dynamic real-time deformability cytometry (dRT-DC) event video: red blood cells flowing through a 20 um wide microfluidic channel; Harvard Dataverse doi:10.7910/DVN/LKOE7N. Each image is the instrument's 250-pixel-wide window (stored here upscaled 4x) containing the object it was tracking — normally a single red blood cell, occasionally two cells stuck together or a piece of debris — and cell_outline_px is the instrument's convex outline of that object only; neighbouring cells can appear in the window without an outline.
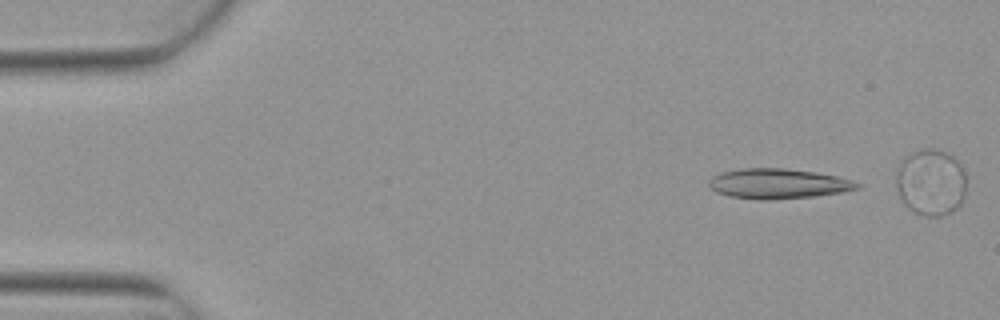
{"species": "Egyptian fruit bat (a non-hibernating species)", "species_latin": "Rousettus aegyptiacus", "temperature_condition": "warm", "stored_images_in_passage": 4, "segment_of_instrument_passage": [1, 2], "camera_frame_rate_fps": 3000, "um_per_image_px": 0.085, "animal": {"sex": "female"}, "frame": {"image": 1, "passage_image": 1, "time_ms": 0.0, "image_size_px": [1000, 320], "cell_outline_px": [[864, 184], [860, 188], [844, 192], [816, 196], [768, 200], [760, 200], [728, 196], [716, 192], [708, 184], [708, 180], [712, 176], [720, 172], [740, 168], [784, 168], [816, 172], [836, 176], [852, 180]], "centroid_in_image_um": [66.16, 15.61], "position_along_channel_um": 18.8, "area_um2": 26.3}}
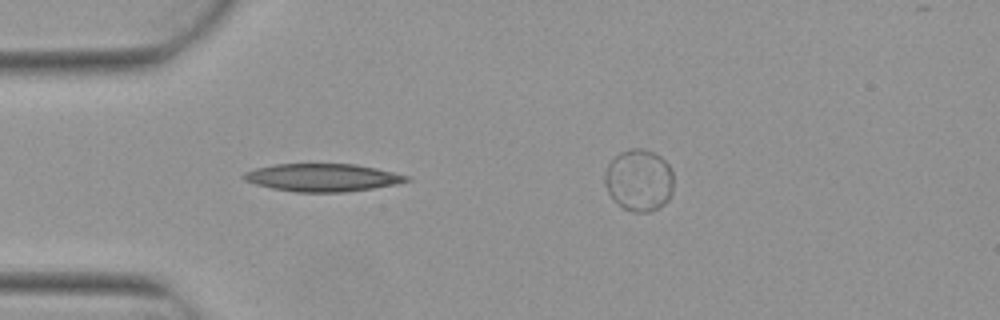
{"frame": {"image": 2, "passage_image": 3, "time_ms": 0.667, "image_size_px": [1000, 320], "cell_outline_px": [[412, 180], [396, 184], [372, 188], [344, 192], [296, 192], [272, 188], [256, 184], [244, 180], [240, 176], [244, 172], [256, 168], [276, 164], [356, 164], [376, 168], [412, 176]], "centroid_in_image_um": [27.44, 15.09], "position_along_channel_um": 57.6, "area_um2": 26.41}}